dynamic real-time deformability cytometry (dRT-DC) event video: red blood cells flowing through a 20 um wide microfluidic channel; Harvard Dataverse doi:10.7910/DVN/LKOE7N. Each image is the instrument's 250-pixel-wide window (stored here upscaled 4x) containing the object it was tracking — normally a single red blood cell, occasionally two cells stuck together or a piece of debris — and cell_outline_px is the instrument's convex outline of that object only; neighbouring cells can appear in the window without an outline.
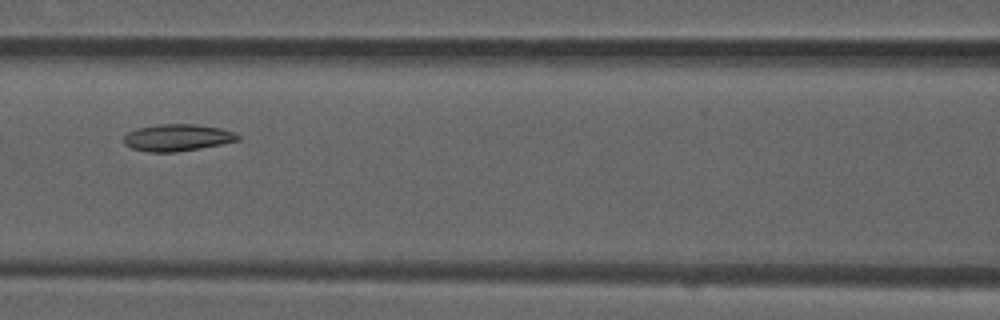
{"species": "common noctule bat (a hibernating species)", "species_latin": "Nyctalus noctula", "temperature_condition": "room temperature", "stored_images_in_passage": 3, "camera_frame_rate_fps": 3000, "um_per_image_px": 0.085, "animal": {"sex": "male", "forearm_length_mm": 52.5}, "frame": {"image": 1, "passage_image": 3, "time_ms": 0.667, "image_size_px": [1000, 320], "cell_outline_px": [[240, 140], [200, 148], [176, 152], [148, 152], [132, 148], [124, 144], [124, 136], [128, 132], [136, 128], [156, 124], [196, 124], [220, 128], [232, 132], [240, 136]], "centroid_in_image_um": [15.04, 11.69], "position_along_channel_um": 151.6, "area_um2": 17.86}}